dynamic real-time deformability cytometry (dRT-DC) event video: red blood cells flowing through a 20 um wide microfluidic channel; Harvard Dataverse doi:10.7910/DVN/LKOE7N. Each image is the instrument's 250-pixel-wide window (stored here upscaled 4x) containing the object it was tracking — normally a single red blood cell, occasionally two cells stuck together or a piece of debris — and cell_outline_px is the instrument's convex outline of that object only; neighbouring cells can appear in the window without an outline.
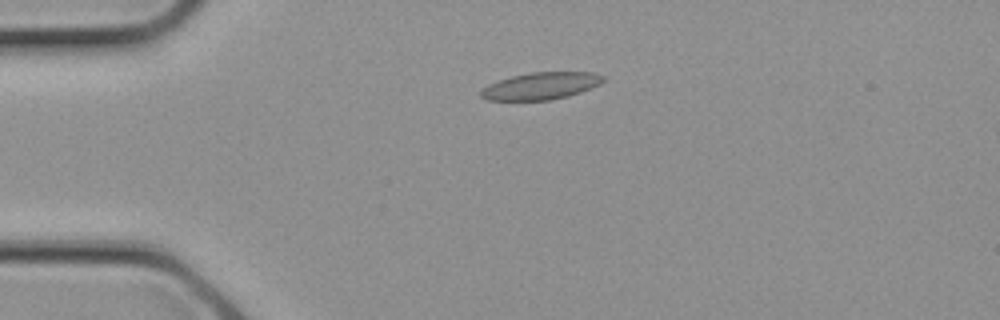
{"species": "common noctule bat (a hibernating species)", "species_latin": "Nyctalus noctula", "temperature_condition": "cold", "stored_images_in_passage": 14, "camera_frame_rate_fps": 3000, "um_per_image_px": 0.085, "animal": {"sex": "female", "body_mass_g": 21.9}, "frame": {"image": 1, "passage_image": 7, "time_ms": 2.0, "image_size_px": [1000, 320], "cell_outline_px": [[604, 80], [600, 84], [580, 92], [568, 96], [552, 100], [488, 100], [480, 96], [480, 92], [488, 84], [512, 76], [528, 72], [596, 72], [604, 76]], "centroid_in_image_um": [45.99, 7.3], "position_along_channel_um": 39.0, "area_um2": 19.31}}
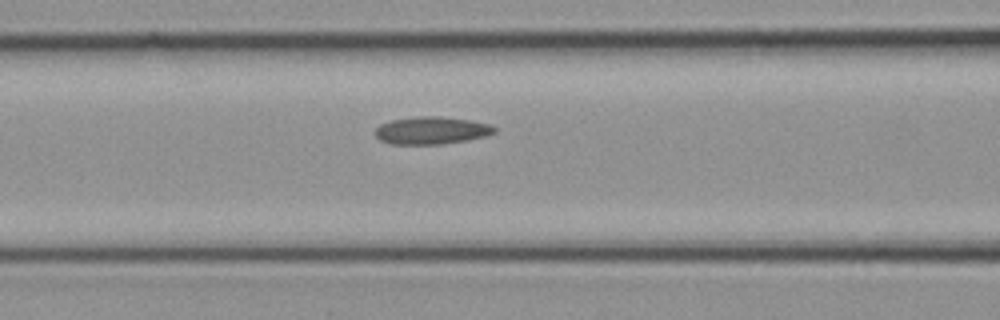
{"frame": {"image": 2, "passage_image": 12, "time_ms": 3.667, "image_size_px": [1000, 320], "cell_outline_px": [[496, 132], [484, 136], [468, 140], [440, 144], [388, 144], [380, 140], [372, 132], [380, 124], [392, 120], [416, 116], [440, 116], [468, 120], [488, 124], [496, 128]], "centroid_in_image_um": [36.62, 11.09], "position_along_channel_um": 130.0, "area_um2": 19.13}}
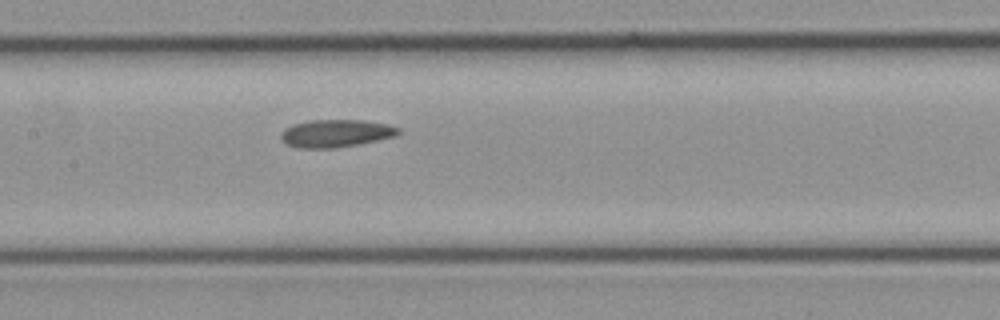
{"frame": {"image": 3, "passage_image": 14, "time_ms": 4.333, "image_size_px": [1000, 320], "cell_outline_px": [[400, 132], [396, 136], [336, 148], [300, 148], [288, 144], [280, 136], [280, 132], [284, 128], [292, 124], [312, 120], [364, 120], [388, 124], [400, 128]], "centroid_in_image_um": [28.55, 11.32], "position_along_channel_um": 178.9, "area_um2": 18.84}}